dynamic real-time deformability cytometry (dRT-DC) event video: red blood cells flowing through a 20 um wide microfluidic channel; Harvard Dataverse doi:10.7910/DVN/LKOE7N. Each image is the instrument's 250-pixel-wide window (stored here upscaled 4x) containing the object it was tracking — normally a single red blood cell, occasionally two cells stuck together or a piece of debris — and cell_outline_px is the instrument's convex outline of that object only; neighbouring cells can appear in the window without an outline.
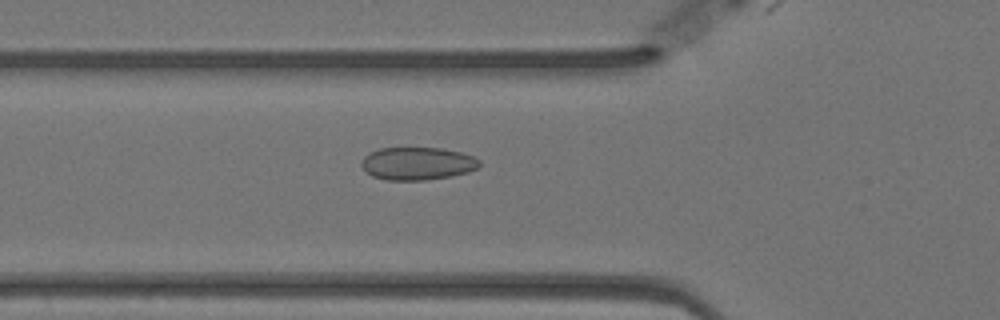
{"species": "Egyptian fruit bat (a non-hibernating species)", "species_latin": "Rousettus aegyptiacus", "temperature_condition": "warm", "stored_images_in_passage": 40, "camera_frame_rate_fps": 3000, "um_per_image_px": 0.085, "animal": {"sex": "female"}, "frame": {"image": 1, "passage_image": 8, "time_ms": 2.333, "image_size_px": [1000, 320], "cell_outline_px": [[480, 164], [476, 168], [468, 172], [452, 176], [424, 180], [384, 180], [372, 176], [364, 172], [360, 164], [364, 156], [380, 148], [440, 148], [460, 152], [472, 156], [480, 160]], "centroid_in_image_um": [35.44, 13.91], "position_along_channel_um": 90.4, "area_um2": 22.6}}
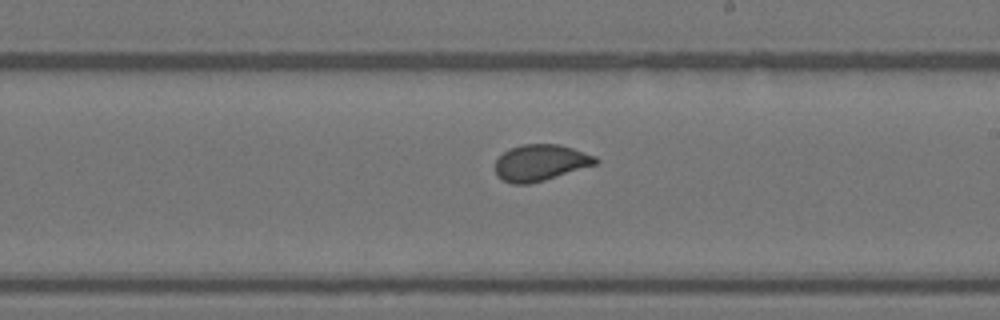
{"frame": {"image": 2, "passage_image": 21, "time_ms": 6.667, "image_size_px": [1000, 320], "cell_outline_px": [[600, 160], [596, 164], [544, 180], [528, 184], [512, 184], [496, 176], [496, 160], [508, 148], [524, 144], [560, 144], [596, 156]], "centroid_in_image_um": [45.93, 13.82], "position_along_channel_um": 243.1, "area_um2": 21.15}}
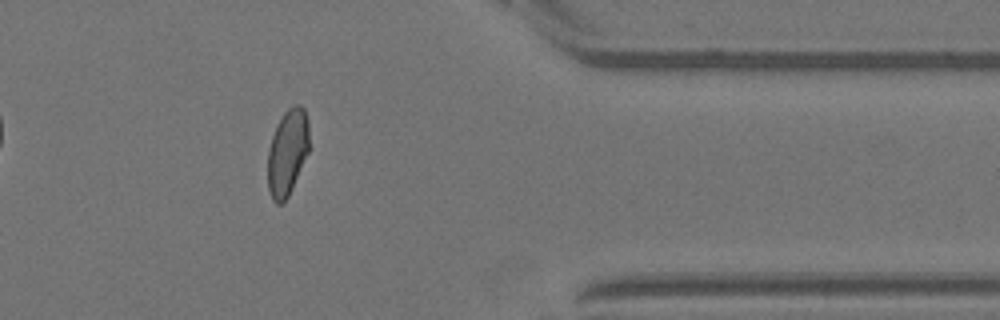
{"frame": {"image": 3, "passage_image": 35, "time_ms": 11.333, "image_size_px": [1000, 320], "cell_outline_px": [[308, 152], [292, 188], [288, 196], [280, 204], [276, 204], [272, 200], [268, 188], [268, 148], [276, 124], [284, 112], [288, 108], [296, 104], [300, 104], [304, 108], [308, 120]], "centroid_in_image_um": [24.42, 12.93], "position_along_channel_um": 387.0, "area_um2": 20.75}, "authors_computed_cell_mechanics": {"area_um2": 21.3282, "velocity_mm_per_s": 3.5104, "shape_relaxation_time_tau1_ms": 5.1762, "shape_relaxation_time_tau2_ms": null, "deformation_change_tau1": 0.1217, "deformation_change_tau2": null}}